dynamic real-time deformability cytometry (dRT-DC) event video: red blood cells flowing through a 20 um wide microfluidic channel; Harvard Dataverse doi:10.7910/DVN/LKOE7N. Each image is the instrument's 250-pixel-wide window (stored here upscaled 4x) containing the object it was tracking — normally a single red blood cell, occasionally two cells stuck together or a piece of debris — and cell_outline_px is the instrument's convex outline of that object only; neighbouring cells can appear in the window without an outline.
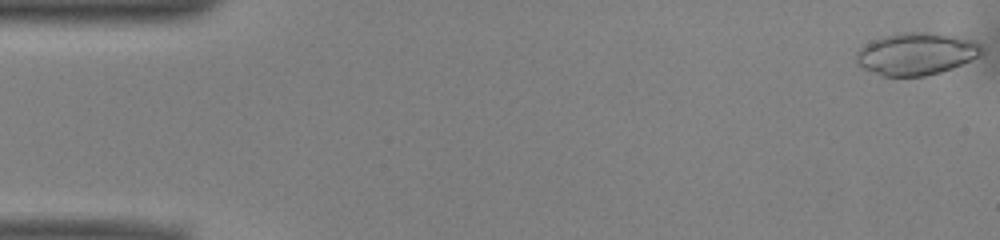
{"species": "common noctule bat (a hibernating species)", "species_latin": "Nyctalus noctula", "temperature_condition": "warm", "stored_images_in_passage": 42, "camera_frame_rate_fps": 3000, "um_per_image_px": 0.085, "animal": {"sex": "male", "body_mass_g": 13.0, "forearm_length_mm": 53.1}, "frame": {"image": 1, "passage_image": 1, "time_ms": 0.0, "image_size_px": [1000, 240], "cell_outline_px": [[984, 52], [980, 56], [952, 68], [940, 72], [924, 76], [880, 76], [864, 68], [856, 60], [856, 52], [860, 48], [872, 40], [896, 32], [936, 32], [956, 36], [972, 40], [980, 44], [984, 48]], "centroid_in_image_um": [77.91, 4.56], "position_along_channel_um": 7.1, "area_um2": 31.1}}
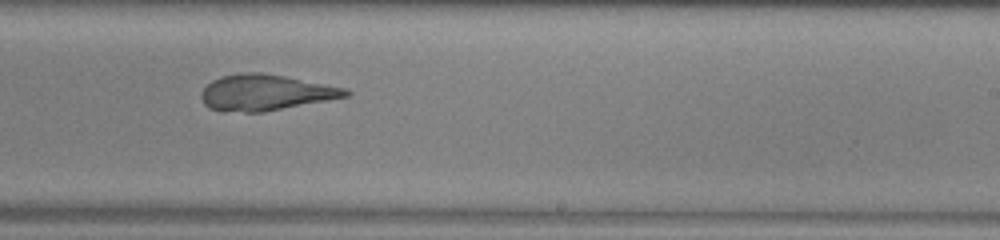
{"frame": {"image": 2, "passage_image": 31, "time_ms": 10.0, "image_size_px": [1000, 240], "cell_outline_px": [[352, 92], [348, 96], [264, 112], [224, 112], [208, 108], [204, 104], [200, 96], [200, 92], [212, 80], [220, 76], [240, 72], [260, 72], [284, 76], [348, 88]], "centroid_in_image_um": [22.53, 7.87], "position_along_channel_um": 266.5, "area_um2": 30.46}}
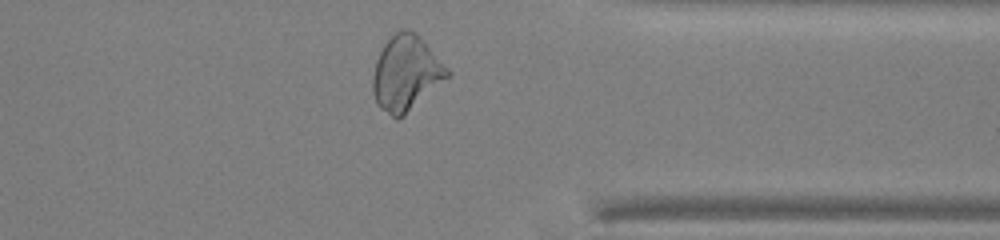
{"frame": {"image": 3, "passage_image": 40, "time_ms": 13.0, "image_size_px": [1000, 240], "cell_outline_px": [[452, 72], [448, 76], [404, 116], [396, 120], [380, 108], [376, 104], [372, 92], [372, 76], [376, 60], [384, 44], [396, 32], [416, 32], [424, 40]], "centroid_in_image_um": [34.49, 6.26], "position_along_channel_um": 376.9, "area_um2": 32.25}}